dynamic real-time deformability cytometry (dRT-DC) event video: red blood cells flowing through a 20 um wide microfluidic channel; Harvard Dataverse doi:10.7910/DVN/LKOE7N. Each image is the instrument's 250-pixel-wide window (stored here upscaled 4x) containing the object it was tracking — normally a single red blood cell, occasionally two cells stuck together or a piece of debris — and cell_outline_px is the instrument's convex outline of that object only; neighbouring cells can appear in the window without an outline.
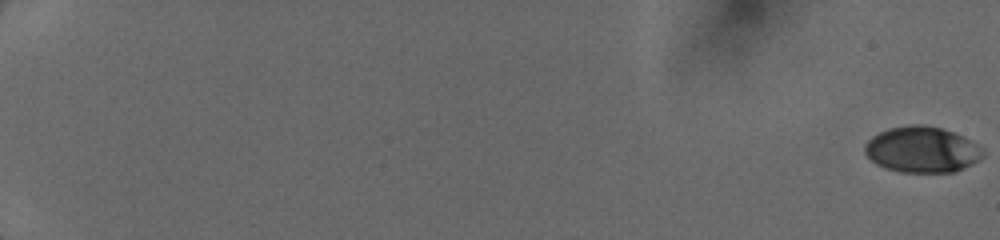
{"species": "human", "species_latin": "Homo sapiens", "temperature_condition": "cold", "stored_images_in_passage": 28, "camera_frame_rate_fps": 3000, "um_per_image_px": 0.085, "donor": {"sex": "female"}, "frame": {"image": 1, "passage_image": 1, "time_ms": 0.0, "image_size_px": [1000, 240], "cell_outline_px": [[984, 156], [964, 168], [956, 172], [900, 172], [876, 164], [864, 152], [864, 148], [868, 140], [872, 136], [888, 128], [908, 124], [924, 124], [940, 128], [952, 132], [968, 140], [984, 152]], "centroid_in_image_um": [78.33, 12.71], "position_along_channel_um": 6.7, "area_um2": 31.27}}
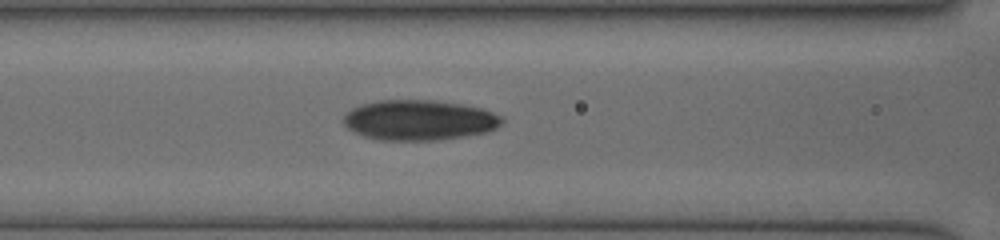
{"frame": {"image": 2, "passage_image": 20, "time_ms": 8.667, "image_size_px": [1000, 240], "cell_outline_px": [[504, 120], [496, 128], [484, 132], [464, 136], [436, 140], [380, 140], [364, 136], [348, 128], [344, 124], [344, 116], [352, 108], [364, 104], [380, 100], [428, 100], [460, 104], [480, 108], [492, 112], [500, 116]], "centroid_in_image_um": [35.62, 10.21], "position_along_channel_um": 131.0, "area_um2": 36.65}}
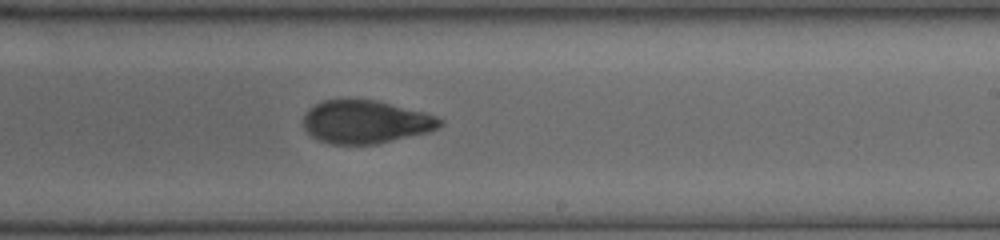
{"frame": {"image": 3, "passage_image": 28, "time_ms": 11.667, "image_size_px": [1000, 240], "cell_outline_px": [[444, 124], [428, 132], [376, 144], [332, 144], [320, 140], [312, 136], [304, 128], [304, 112], [308, 108], [324, 100], [348, 96], [376, 100], [424, 112], [436, 116], [444, 120]], "centroid_in_image_um": [31.05, 10.32], "position_along_channel_um": 257.9, "area_um2": 34.85}}